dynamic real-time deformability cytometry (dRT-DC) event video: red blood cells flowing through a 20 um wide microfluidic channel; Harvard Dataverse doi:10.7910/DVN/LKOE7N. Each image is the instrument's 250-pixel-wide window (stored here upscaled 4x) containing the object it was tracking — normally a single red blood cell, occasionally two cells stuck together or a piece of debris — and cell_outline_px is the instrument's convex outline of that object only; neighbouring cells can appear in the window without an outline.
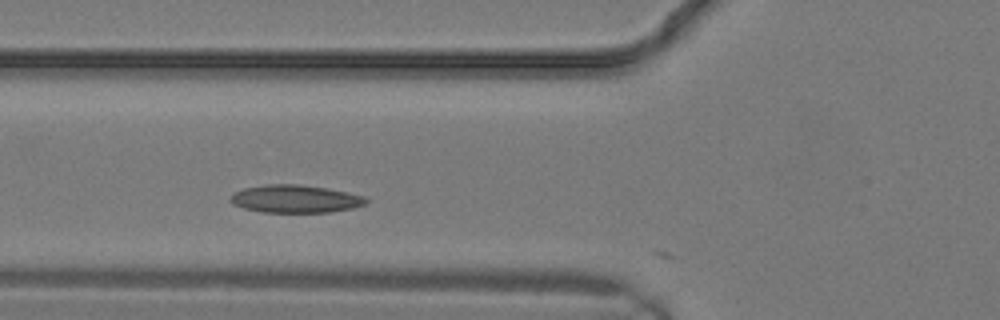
{"species": "common noctule bat (a hibernating species)", "species_latin": "Nyctalus noctula", "temperature_condition": "warm", "stored_images_in_passage": 8, "camera_frame_rate_fps": 3000, "um_per_image_px": 0.085, "animal": {"sex": "male", "body_mass_g": 19.2, "forearm_length_mm": 51.8}, "frame": {"image": 1, "passage_image": 5, "time_ms": 1.333, "image_size_px": [1000, 320], "cell_outline_px": [[368, 204], [352, 208], [328, 212], [260, 212], [244, 208], [232, 204], [228, 200], [236, 192], [244, 188], [264, 184], [300, 184], [348, 192], [364, 196], [368, 200]], "centroid_in_image_um": [25.1, 16.9], "position_along_channel_um": 100.7, "area_um2": 21.96}}
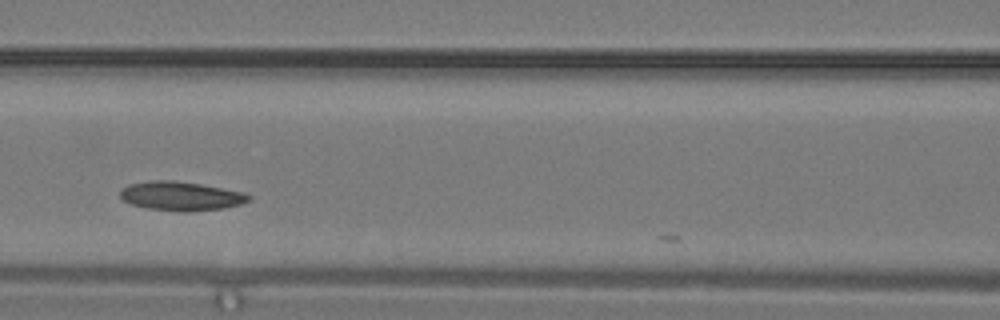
{"frame": {"image": 2, "passage_image": 7, "time_ms": 2.0, "image_size_px": [1000, 320], "cell_outline_px": [[252, 196], [248, 200], [240, 204], [224, 208], [188, 212], [180, 212], [148, 208], [132, 204], [124, 200], [120, 196], [120, 192], [128, 184], [148, 180], [172, 180], [200, 184], [244, 192]], "centroid_in_image_um": [15.38, 16.66], "position_along_channel_um": 151.2, "area_um2": 21.68}}